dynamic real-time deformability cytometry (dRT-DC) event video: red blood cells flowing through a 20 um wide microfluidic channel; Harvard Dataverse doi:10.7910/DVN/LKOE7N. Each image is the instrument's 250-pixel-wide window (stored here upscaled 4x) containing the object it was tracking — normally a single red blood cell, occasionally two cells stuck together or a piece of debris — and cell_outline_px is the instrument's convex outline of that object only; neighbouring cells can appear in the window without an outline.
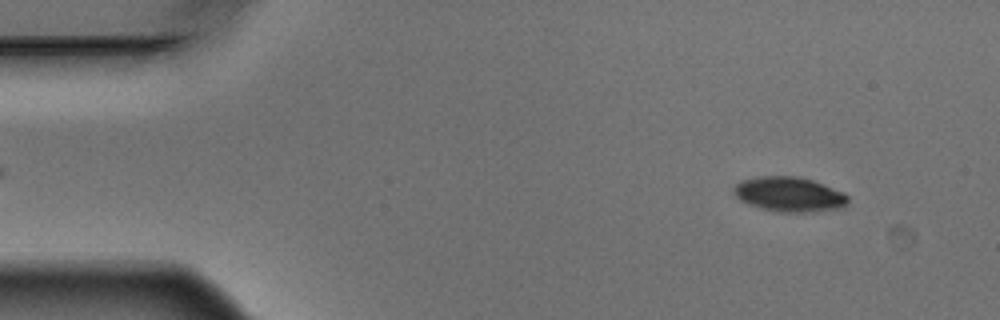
{"species": "Egyptian fruit bat (a non-hibernating species)", "species_latin": "Rousettus aegyptiacus", "temperature_condition": "warm", "stored_images_in_passage": 4, "segment_of_instrument_passage": [1, 2], "camera_frame_rate_fps": 3000, "um_per_image_px": 0.085, "animal": {"sex": "male"}, "frame": {"image": 1, "passage_image": 1, "time_ms": 0.0, "image_size_px": [1000, 320], "cell_outline_px": [[848, 204], [844, 208], [812, 212], [780, 212], [760, 208], [748, 204], [740, 200], [732, 192], [732, 188], [740, 180], [756, 176], [800, 176], [824, 184], [844, 192], [848, 196]], "centroid_in_image_um": [67.09, 16.51], "position_along_channel_um": 17.9, "area_um2": 23.58}}